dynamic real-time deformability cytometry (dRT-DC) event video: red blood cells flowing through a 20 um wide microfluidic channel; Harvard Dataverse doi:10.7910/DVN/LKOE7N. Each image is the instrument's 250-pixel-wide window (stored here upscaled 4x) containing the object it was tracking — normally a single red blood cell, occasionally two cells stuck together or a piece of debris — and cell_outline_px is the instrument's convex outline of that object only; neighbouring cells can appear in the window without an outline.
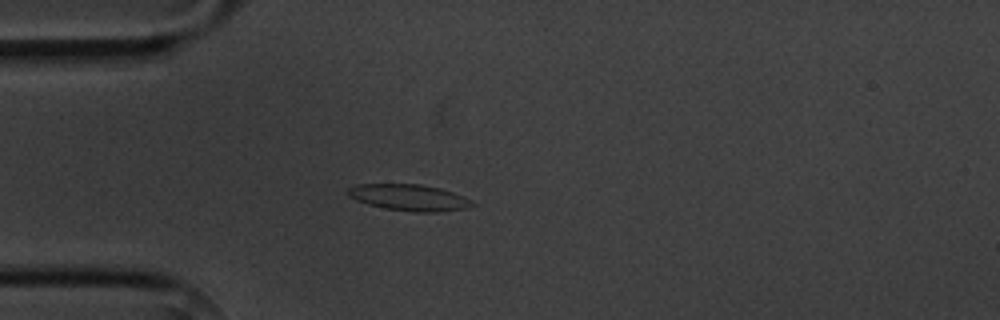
{"species": "common noctule bat (a hibernating species)", "species_latin": "Nyctalus noctula", "temperature_condition": "cold", "stored_images_in_passage": 6, "camera_frame_rate_fps": 3000, "um_per_image_px": 0.085, "animal": {"sex": "male", "body_mass_g": 20.1, "forearm_length_mm": 53.5}, "frame": {"image": 1, "passage_image": 4, "time_ms": 4.667, "image_size_px": [1000, 320], "cell_outline_px": [[476, 204], [468, 208], [440, 212], [412, 212], [384, 208], [368, 204], [356, 200], [348, 196], [344, 192], [348, 188], [356, 184], [420, 184], [440, 188], [464, 196], [472, 200]], "centroid_in_image_um": [34.77, 16.79], "position_along_channel_um": 50.2, "area_um2": 19.36}}
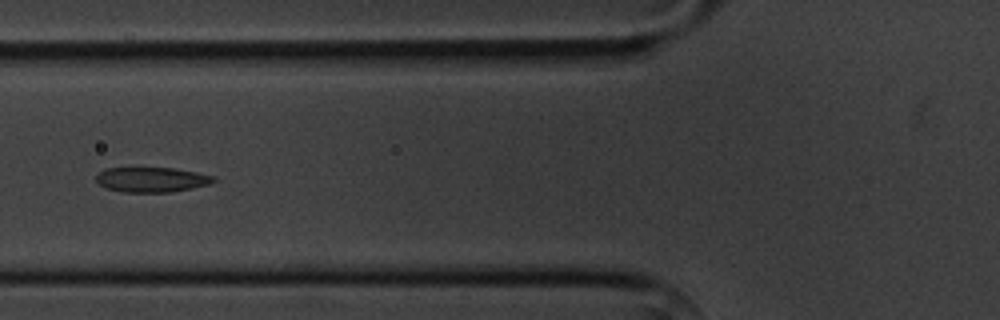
{"frame": {"image": 2, "passage_image": 6, "time_ms": 6.667, "image_size_px": [1000, 320], "cell_outline_px": [[216, 180], [208, 184], [192, 188], [172, 192], [120, 192], [104, 188], [96, 180], [96, 176], [104, 168], [172, 168], [196, 172], [216, 176]], "centroid_in_image_um": [12.88, 15.27], "position_along_channel_um": 112.9, "area_um2": 17.11}}